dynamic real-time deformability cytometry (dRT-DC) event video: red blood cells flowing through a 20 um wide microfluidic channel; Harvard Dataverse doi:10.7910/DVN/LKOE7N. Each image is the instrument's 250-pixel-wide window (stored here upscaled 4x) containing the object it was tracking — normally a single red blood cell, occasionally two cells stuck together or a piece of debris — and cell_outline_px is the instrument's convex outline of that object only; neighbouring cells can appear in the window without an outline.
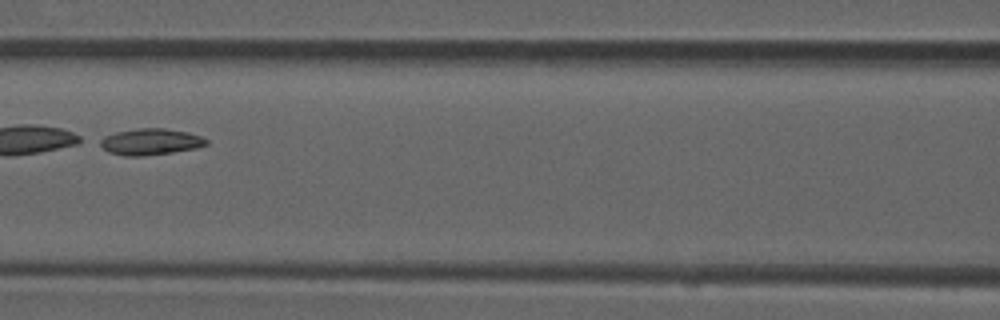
{"species": "common noctule bat (a hibernating species)", "species_latin": "Nyctalus noctula", "temperature_condition": "room temperature", "stored_images_in_passage": 34, "camera_frame_rate_fps": 3000, "um_per_image_px": 0.085, "animal": {"sex": "male", "forearm_length_mm": 52.5}, "frame": {"image": 1, "passage_image": 10, "time_ms": 3.0, "image_size_px": [1000, 320], "cell_outline_px": [[208, 144], [196, 148], [172, 152], [144, 156], [124, 156], [108, 152], [96, 140], [104, 136], [116, 132], [140, 128], [164, 128], [188, 132], [200, 136], [208, 140]], "centroid_in_image_um": [12.77, 12.05], "position_along_channel_um": 153.8, "area_um2": 16.36}}